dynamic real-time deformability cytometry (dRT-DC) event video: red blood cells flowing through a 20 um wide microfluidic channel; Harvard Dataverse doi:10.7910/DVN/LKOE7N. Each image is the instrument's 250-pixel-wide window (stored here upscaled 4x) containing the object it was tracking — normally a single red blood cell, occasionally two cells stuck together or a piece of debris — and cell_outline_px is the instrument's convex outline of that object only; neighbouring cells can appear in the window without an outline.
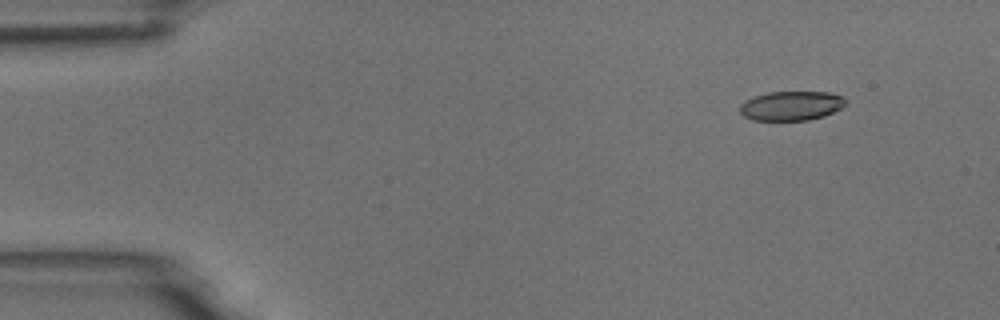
{"species": "common noctule bat (a hibernating species)", "species_latin": "Nyctalus noctula", "temperature_condition": "room temperature", "stored_images_in_passage": 5, "camera_frame_rate_fps": 3000, "um_per_image_px": 0.085, "animal": {"sex": "male", "body_mass_g": 18.8}, "frame": {"image": 1, "passage_image": 1, "time_ms": 0.0, "image_size_px": [1000, 320], "cell_outline_px": [[848, 104], [824, 116], [808, 120], [752, 120], [744, 116], [740, 112], [740, 104], [756, 96], [768, 92], [828, 92], [840, 96], [848, 100]], "centroid_in_image_um": [67.29, 8.99], "position_along_channel_um": 17.7, "area_um2": 17.98}}
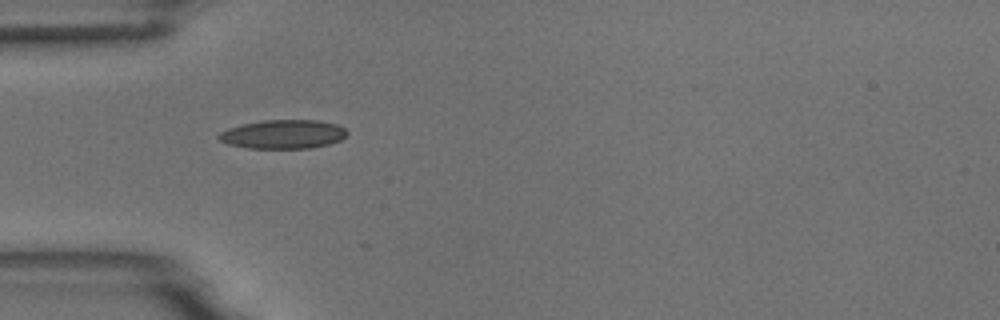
{"frame": {"image": 2, "passage_image": 4, "time_ms": 3.667, "image_size_px": [1000, 320], "cell_outline_px": [[348, 132], [340, 140], [328, 144], [312, 148], [248, 148], [228, 144], [220, 140], [216, 136], [220, 132], [228, 128], [244, 124], [264, 120], [316, 120], [336, 124], [344, 128]], "centroid_in_image_um": [24.05, 11.41], "position_along_channel_um": 60.9, "area_um2": 21.44}}